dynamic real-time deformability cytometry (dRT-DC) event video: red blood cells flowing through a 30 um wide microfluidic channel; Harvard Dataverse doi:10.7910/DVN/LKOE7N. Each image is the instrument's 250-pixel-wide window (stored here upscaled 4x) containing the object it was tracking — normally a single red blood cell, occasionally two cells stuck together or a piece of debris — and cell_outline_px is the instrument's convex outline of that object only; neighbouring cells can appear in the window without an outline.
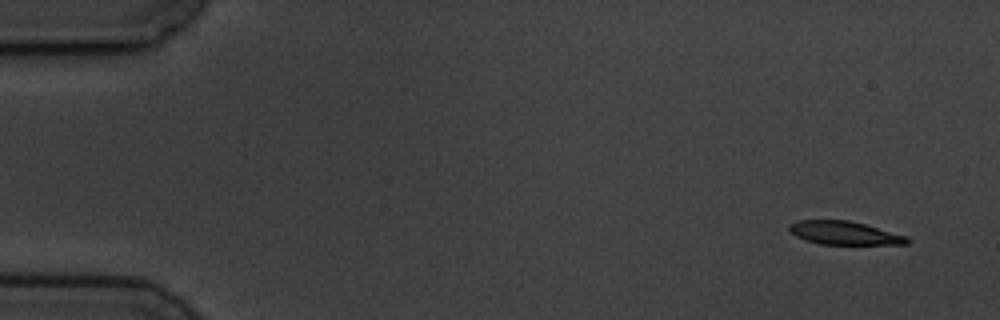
{"species": "common noctule bat (a hibernating species)", "species_latin": "Nyctalus noctula", "temperature_condition": "cold", "stored_images_in_passage": 6, "segment_of_instrument_passage": [2, 2], "camera_frame_rate_fps": 3000, "um_per_image_px": 0.085, "animal": {"sex": "male", "body_mass_g": 19.5, "forearm_length_mm": 54.6}, "frame": {"image": 1, "passage_image": 6, "time_ms": 6.667, "image_size_px": [1000, 320], "cell_outline_px": [[912, 240], [908, 244], [820, 244], [804, 240], [796, 236], [788, 228], [788, 224], [800, 220], [848, 220], [864, 224], [908, 236]], "centroid_in_image_um": [71.79, 19.8], "position_along_channel_um": 13.2, "area_um2": 16.07}}